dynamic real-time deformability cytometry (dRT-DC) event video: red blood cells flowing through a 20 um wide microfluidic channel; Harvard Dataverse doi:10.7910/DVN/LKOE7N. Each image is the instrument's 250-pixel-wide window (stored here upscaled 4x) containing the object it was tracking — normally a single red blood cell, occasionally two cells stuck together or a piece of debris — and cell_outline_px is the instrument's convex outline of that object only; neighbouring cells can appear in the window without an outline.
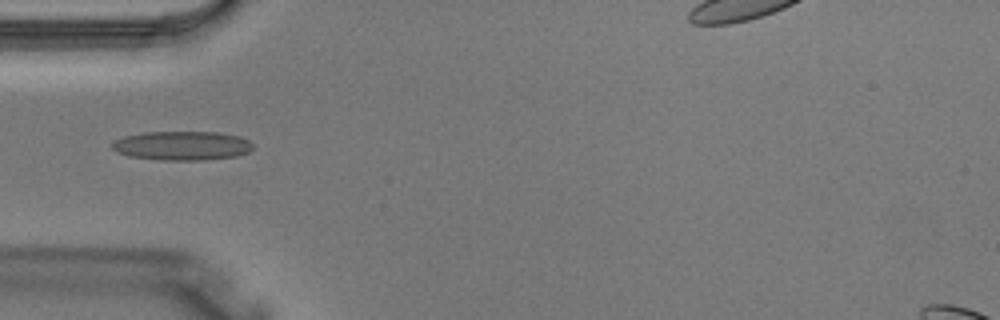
{"species": "Egyptian fruit bat (a non-hibernating species)", "species_latin": "Rousettus aegyptiacus", "temperature_condition": "warm", "stored_images_in_passage": 3, "camera_frame_rate_fps": 3000, "um_per_image_px": 0.085, "animal": {"sex": "male"}, "frame": {"image": 1, "passage_image": 3, "time_ms": 0.667, "image_size_px": [1000, 320], "cell_outline_px": [[252, 148], [248, 152], [236, 156], [196, 160], [160, 160], [128, 156], [116, 152], [112, 148], [112, 144], [116, 140], [124, 136], [144, 132], [220, 132], [240, 136], [248, 140], [252, 144]], "centroid_in_image_um": [15.46, 12.38], "position_along_channel_um": 69.5, "area_um2": 23.81}}